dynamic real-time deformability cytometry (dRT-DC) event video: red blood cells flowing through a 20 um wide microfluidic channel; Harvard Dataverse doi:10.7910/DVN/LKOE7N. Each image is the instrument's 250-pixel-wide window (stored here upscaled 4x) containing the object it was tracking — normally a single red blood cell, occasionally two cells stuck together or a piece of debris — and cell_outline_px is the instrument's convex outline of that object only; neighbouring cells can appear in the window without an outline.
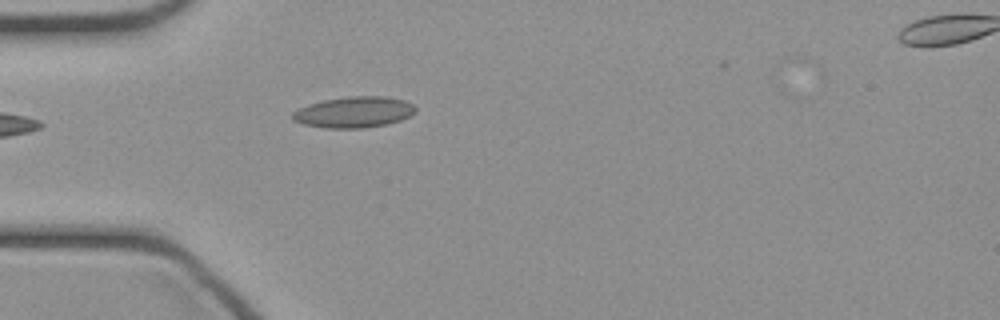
{"species": "common noctule bat (a hibernating species)", "species_latin": "Nyctalus noctula", "temperature_condition": "cold", "stored_images_in_passage": 4, "camera_frame_rate_fps": 3000, "um_per_image_px": 0.085, "animal": {"sex": "female", "body_mass_g": 21.9}, "frame": {"image": 1, "passage_image": 1, "time_ms": 0.0, "image_size_px": [1000, 320], "cell_outline_px": [[416, 112], [400, 120], [388, 124], [364, 128], [324, 128], [304, 124], [292, 120], [292, 112], [308, 104], [324, 100], [348, 96], [388, 96], [404, 100], [412, 104], [416, 108]], "centroid_in_image_um": [30.09, 9.53], "position_along_channel_um": 54.9, "area_um2": 22.31}}